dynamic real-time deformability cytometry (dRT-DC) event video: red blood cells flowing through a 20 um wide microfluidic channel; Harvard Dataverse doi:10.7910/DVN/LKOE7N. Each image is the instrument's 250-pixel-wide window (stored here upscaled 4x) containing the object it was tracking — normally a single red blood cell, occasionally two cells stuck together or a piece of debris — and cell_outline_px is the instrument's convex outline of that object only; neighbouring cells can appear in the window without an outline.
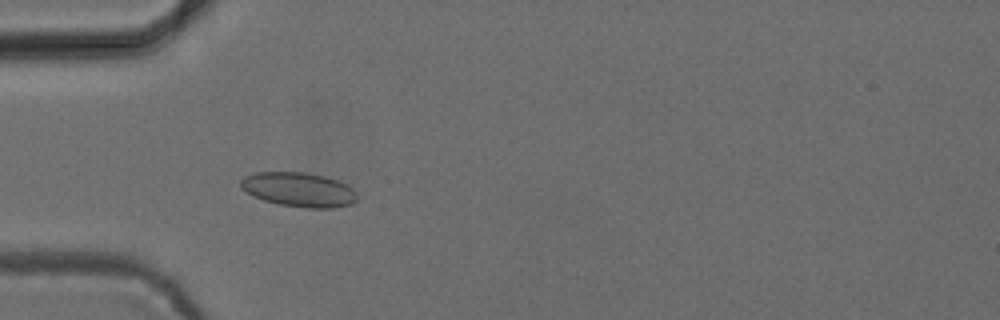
{"species": "common noctule bat (a hibernating species)", "species_latin": "Nyctalus noctula", "temperature_condition": "cold", "stored_images_in_passage": 46, "camera_frame_rate_fps": 3000, "um_per_image_px": 0.085, "animal": {"sex": "female", "body_mass_g": 24.6, "forearm_length_mm": 56.2}, "frame": {"image": 1, "passage_image": 9, "time_ms": 2.667, "image_size_px": [1000, 320], "cell_outline_px": [[356, 200], [352, 204], [332, 208], [308, 208], [280, 204], [264, 200], [240, 188], [240, 180], [244, 176], [256, 172], [304, 172], [324, 176], [348, 184], [356, 192]], "centroid_in_image_um": [25.41, 16.11], "position_along_channel_um": 59.6, "area_um2": 23.24}}
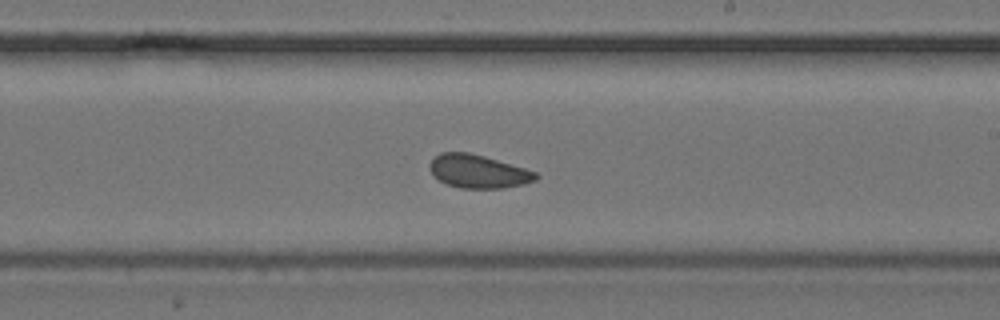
{"frame": {"image": 2, "passage_image": 24, "time_ms": 7.667, "image_size_px": [1000, 320], "cell_outline_px": [[540, 176], [536, 180], [524, 184], [504, 188], [460, 188], [448, 184], [440, 180], [432, 172], [432, 160], [440, 152], [468, 152], [484, 156], [524, 168], [536, 172]], "centroid_in_image_um": [40.71, 14.57], "position_along_channel_um": 248.3, "area_um2": 20.23}}
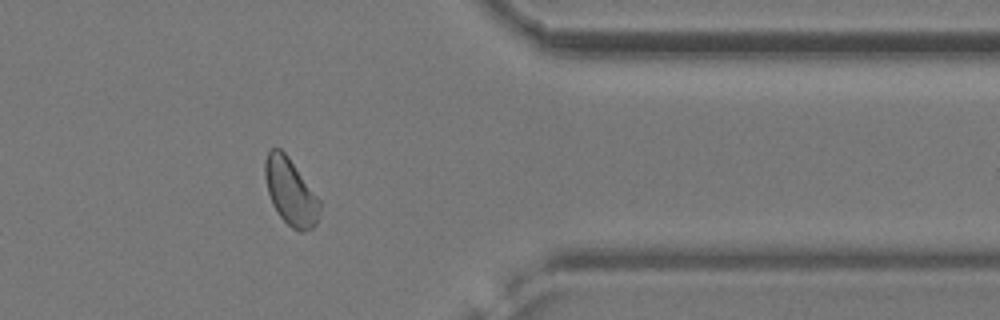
{"frame": {"image": 3, "passage_image": 36, "time_ms": 11.667, "image_size_px": [1000, 320], "cell_outline_px": [[320, 212], [316, 224], [312, 228], [304, 232], [300, 232], [292, 228], [280, 216], [272, 204], [268, 192], [264, 176], [264, 160], [268, 152], [272, 148], [280, 148], [288, 156], [320, 200]], "centroid_in_image_um": [24.69, 16.31], "position_along_channel_um": 386.7, "area_um2": 21.21}, "authors_computed_cell_mechanics": {"area_um2": 21.1548, "velocity_mm_per_s": 3.8521, "shape_relaxation_time_tau1_ms": null, "shape_relaxation_time_tau2_ms": 3.5988, "deformation_change_tau1": null, "deformation_change_tau2": 0.0552}}